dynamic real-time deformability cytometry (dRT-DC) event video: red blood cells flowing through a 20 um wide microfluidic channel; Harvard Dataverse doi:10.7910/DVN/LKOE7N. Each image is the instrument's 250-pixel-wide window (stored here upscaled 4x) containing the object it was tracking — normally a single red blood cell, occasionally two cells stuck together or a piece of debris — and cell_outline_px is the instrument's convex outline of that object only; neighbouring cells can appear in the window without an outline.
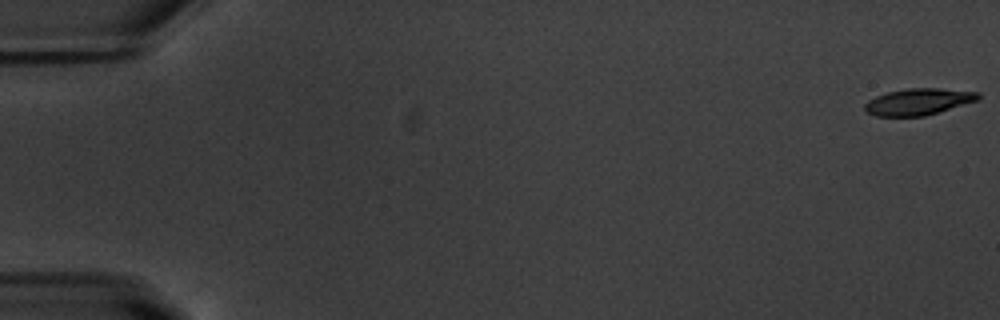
{"species": "common noctule bat (a hibernating species)", "species_latin": "Nyctalus noctula", "temperature_condition": "warm", "stored_images_in_passage": 55, "camera_frame_rate_fps": 3000, "um_per_image_px": 0.085, "animal": {"sex": "male", "body_mass_g": 20.1, "forearm_length_mm": 53.5}, "frame": {"image": 1, "passage_image": 1, "time_ms": 0.0, "image_size_px": [1000, 320], "cell_outline_px": [[980, 100], [924, 116], [876, 116], [868, 112], [864, 108], [864, 104], [868, 100], [876, 96], [888, 92], [908, 88], [936, 88], [980, 92]], "centroid_in_image_um": [78.09, 8.64], "position_along_channel_um": 6.9, "area_um2": 17.51}}
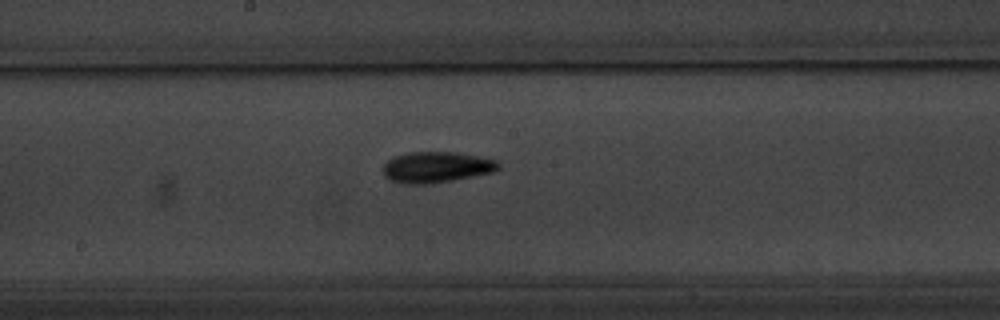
{"frame": {"image": 2, "passage_image": 30, "time_ms": 9.667, "image_size_px": [1000, 320], "cell_outline_px": [[500, 168], [492, 172], [432, 184], [400, 184], [384, 176], [384, 164], [392, 156], [408, 152], [456, 152], [496, 160], [500, 164]], "centroid_in_image_um": [37.06, 14.21], "position_along_channel_um": 211.1, "area_um2": 20.81}}
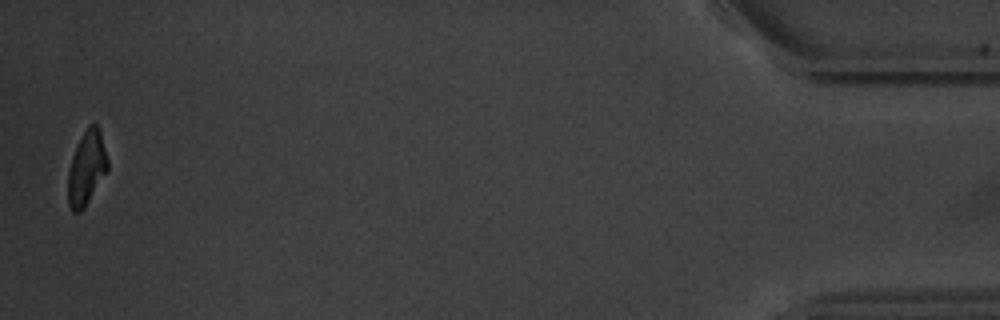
{"frame": {"image": 3, "passage_image": 54, "time_ms": 17.667, "image_size_px": [1000, 320], "cell_outline_px": [[108, 172], [84, 208], [80, 212], [72, 212], [68, 204], [68, 172], [72, 156], [88, 124], [96, 124], [100, 132], [108, 160]], "centroid_in_image_um": [7.37, 14.33], "position_along_channel_um": 427.8, "area_um2": 17.05}, "authors_computed_cell_mechanics": {"area_um2": 18.496, "velocity_mm_per_s": 3.7713, "shape_relaxation_time_tau1_ms": 3.3274, "shape_relaxation_time_tau2_ms": null, "deformation_change_tau1": 0.1461, "deformation_change_tau2": null}}